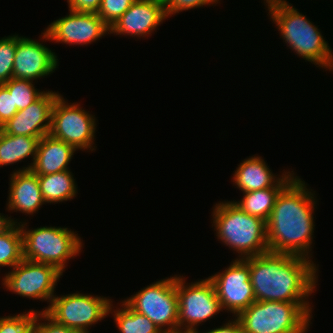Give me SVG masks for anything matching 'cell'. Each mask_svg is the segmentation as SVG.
<instances>
[{
  "mask_svg": "<svg viewBox=\"0 0 333 333\" xmlns=\"http://www.w3.org/2000/svg\"><path fill=\"white\" fill-rule=\"evenodd\" d=\"M295 176L277 195L266 222L269 251L310 259L314 230V194Z\"/></svg>",
  "mask_w": 333,
  "mask_h": 333,
  "instance_id": "cell-1",
  "label": "cell"
},
{
  "mask_svg": "<svg viewBox=\"0 0 333 333\" xmlns=\"http://www.w3.org/2000/svg\"><path fill=\"white\" fill-rule=\"evenodd\" d=\"M249 270L256 301L307 302L316 288L318 269L302 256L267 251L249 257Z\"/></svg>",
  "mask_w": 333,
  "mask_h": 333,
  "instance_id": "cell-2",
  "label": "cell"
},
{
  "mask_svg": "<svg viewBox=\"0 0 333 333\" xmlns=\"http://www.w3.org/2000/svg\"><path fill=\"white\" fill-rule=\"evenodd\" d=\"M269 15L290 49L304 60L333 70V54L319 29L286 0H264ZM289 44V45H288Z\"/></svg>",
  "mask_w": 333,
  "mask_h": 333,
  "instance_id": "cell-3",
  "label": "cell"
},
{
  "mask_svg": "<svg viewBox=\"0 0 333 333\" xmlns=\"http://www.w3.org/2000/svg\"><path fill=\"white\" fill-rule=\"evenodd\" d=\"M212 214L216 236L241 259L269 251L266 222L243 211L234 200L216 204Z\"/></svg>",
  "mask_w": 333,
  "mask_h": 333,
  "instance_id": "cell-4",
  "label": "cell"
},
{
  "mask_svg": "<svg viewBox=\"0 0 333 333\" xmlns=\"http://www.w3.org/2000/svg\"><path fill=\"white\" fill-rule=\"evenodd\" d=\"M311 310L309 301H254L236 317L244 333H306Z\"/></svg>",
  "mask_w": 333,
  "mask_h": 333,
  "instance_id": "cell-5",
  "label": "cell"
},
{
  "mask_svg": "<svg viewBox=\"0 0 333 333\" xmlns=\"http://www.w3.org/2000/svg\"><path fill=\"white\" fill-rule=\"evenodd\" d=\"M26 224L20 225L25 260L53 265L63 273L66 261L83 247L78 234L68 228L45 226L26 230Z\"/></svg>",
  "mask_w": 333,
  "mask_h": 333,
  "instance_id": "cell-6",
  "label": "cell"
},
{
  "mask_svg": "<svg viewBox=\"0 0 333 333\" xmlns=\"http://www.w3.org/2000/svg\"><path fill=\"white\" fill-rule=\"evenodd\" d=\"M124 302L148 317L162 333H178L176 276L150 284Z\"/></svg>",
  "mask_w": 333,
  "mask_h": 333,
  "instance_id": "cell-7",
  "label": "cell"
},
{
  "mask_svg": "<svg viewBox=\"0 0 333 333\" xmlns=\"http://www.w3.org/2000/svg\"><path fill=\"white\" fill-rule=\"evenodd\" d=\"M187 285H185L184 277L176 275L179 305L178 333H195L198 323L201 324L223 311L215 286L209 278Z\"/></svg>",
  "mask_w": 333,
  "mask_h": 333,
  "instance_id": "cell-8",
  "label": "cell"
},
{
  "mask_svg": "<svg viewBox=\"0 0 333 333\" xmlns=\"http://www.w3.org/2000/svg\"><path fill=\"white\" fill-rule=\"evenodd\" d=\"M111 299L73 293L54 296L45 312L55 322L78 333H89L88 328L109 315Z\"/></svg>",
  "mask_w": 333,
  "mask_h": 333,
  "instance_id": "cell-9",
  "label": "cell"
},
{
  "mask_svg": "<svg viewBox=\"0 0 333 333\" xmlns=\"http://www.w3.org/2000/svg\"><path fill=\"white\" fill-rule=\"evenodd\" d=\"M78 103L69 105L62 95H59L51 113L49 134L77 149L94 150L95 117L79 108Z\"/></svg>",
  "mask_w": 333,
  "mask_h": 333,
  "instance_id": "cell-10",
  "label": "cell"
},
{
  "mask_svg": "<svg viewBox=\"0 0 333 333\" xmlns=\"http://www.w3.org/2000/svg\"><path fill=\"white\" fill-rule=\"evenodd\" d=\"M3 278V285L22 297L51 302L62 272L49 264L23 259Z\"/></svg>",
  "mask_w": 333,
  "mask_h": 333,
  "instance_id": "cell-11",
  "label": "cell"
},
{
  "mask_svg": "<svg viewBox=\"0 0 333 333\" xmlns=\"http://www.w3.org/2000/svg\"><path fill=\"white\" fill-rule=\"evenodd\" d=\"M208 278L215 286L221 309L235 316L256 301L250 282L249 257L237 258L225 271Z\"/></svg>",
  "mask_w": 333,
  "mask_h": 333,
  "instance_id": "cell-12",
  "label": "cell"
},
{
  "mask_svg": "<svg viewBox=\"0 0 333 333\" xmlns=\"http://www.w3.org/2000/svg\"><path fill=\"white\" fill-rule=\"evenodd\" d=\"M53 21L43 33L42 38L69 45L90 44L107 32L110 27L98 16L97 13L75 12Z\"/></svg>",
  "mask_w": 333,
  "mask_h": 333,
  "instance_id": "cell-13",
  "label": "cell"
},
{
  "mask_svg": "<svg viewBox=\"0 0 333 333\" xmlns=\"http://www.w3.org/2000/svg\"><path fill=\"white\" fill-rule=\"evenodd\" d=\"M59 95L57 92L46 91L38 100L19 110L2 125V131L10 135L37 138L49 134L52 108Z\"/></svg>",
  "mask_w": 333,
  "mask_h": 333,
  "instance_id": "cell-14",
  "label": "cell"
},
{
  "mask_svg": "<svg viewBox=\"0 0 333 333\" xmlns=\"http://www.w3.org/2000/svg\"><path fill=\"white\" fill-rule=\"evenodd\" d=\"M57 60L55 53L43 43L18 36L13 63V78L33 81L48 76L57 68Z\"/></svg>",
  "mask_w": 333,
  "mask_h": 333,
  "instance_id": "cell-15",
  "label": "cell"
},
{
  "mask_svg": "<svg viewBox=\"0 0 333 333\" xmlns=\"http://www.w3.org/2000/svg\"><path fill=\"white\" fill-rule=\"evenodd\" d=\"M166 18L165 7L161 4L154 0H135L110 28V34L145 37L150 35Z\"/></svg>",
  "mask_w": 333,
  "mask_h": 333,
  "instance_id": "cell-16",
  "label": "cell"
},
{
  "mask_svg": "<svg viewBox=\"0 0 333 333\" xmlns=\"http://www.w3.org/2000/svg\"><path fill=\"white\" fill-rule=\"evenodd\" d=\"M238 166L233 175V182L243 193L273 186H286L294 178L289 171L280 178L275 177L264 159L257 156L244 159Z\"/></svg>",
  "mask_w": 333,
  "mask_h": 333,
  "instance_id": "cell-17",
  "label": "cell"
},
{
  "mask_svg": "<svg viewBox=\"0 0 333 333\" xmlns=\"http://www.w3.org/2000/svg\"><path fill=\"white\" fill-rule=\"evenodd\" d=\"M10 180V192L7 203L9 211H21L32 215L36 211L38 212L42 204L46 203L40 190L37 175L31 170L13 172Z\"/></svg>",
  "mask_w": 333,
  "mask_h": 333,
  "instance_id": "cell-18",
  "label": "cell"
},
{
  "mask_svg": "<svg viewBox=\"0 0 333 333\" xmlns=\"http://www.w3.org/2000/svg\"><path fill=\"white\" fill-rule=\"evenodd\" d=\"M76 149L50 134L44 135L38 144L37 153L31 171L36 175H48L65 170Z\"/></svg>",
  "mask_w": 333,
  "mask_h": 333,
  "instance_id": "cell-19",
  "label": "cell"
},
{
  "mask_svg": "<svg viewBox=\"0 0 333 333\" xmlns=\"http://www.w3.org/2000/svg\"><path fill=\"white\" fill-rule=\"evenodd\" d=\"M41 138L32 136H16L0 133V166L17 163L29 156L33 157V162L28 167L17 170V172L31 169L37 153L38 144Z\"/></svg>",
  "mask_w": 333,
  "mask_h": 333,
  "instance_id": "cell-20",
  "label": "cell"
},
{
  "mask_svg": "<svg viewBox=\"0 0 333 333\" xmlns=\"http://www.w3.org/2000/svg\"><path fill=\"white\" fill-rule=\"evenodd\" d=\"M0 213V266L14 268L23 260L20 224Z\"/></svg>",
  "mask_w": 333,
  "mask_h": 333,
  "instance_id": "cell-21",
  "label": "cell"
},
{
  "mask_svg": "<svg viewBox=\"0 0 333 333\" xmlns=\"http://www.w3.org/2000/svg\"><path fill=\"white\" fill-rule=\"evenodd\" d=\"M40 190L46 203H60L73 199L77 193V187L70 170L62 172L37 175Z\"/></svg>",
  "mask_w": 333,
  "mask_h": 333,
  "instance_id": "cell-22",
  "label": "cell"
},
{
  "mask_svg": "<svg viewBox=\"0 0 333 333\" xmlns=\"http://www.w3.org/2000/svg\"><path fill=\"white\" fill-rule=\"evenodd\" d=\"M285 186H273L257 191L243 193L240 201L234 203L246 213L258 217L267 222L276 200L277 195Z\"/></svg>",
  "mask_w": 333,
  "mask_h": 333,
  "instance_id": "cell-23",
  "label": "cell"
},
{
  "mask_svg": "<svg viewBox=\"0 0 333 333\" xmlns=\"http://www.w3.org/2000/svg\"><path fill=\"white\" fill-rule=\"evenodd\" d=\"M112 306L111 303L109 313L114 312L113 317L120 333H162L148 317L131 309L124 301L121 310L113 311Z\"/></svg>",
  "mask_w": 333,
  "mask_h": 333,
  "instance_id": "cell-24",
  "label": "cell"
},
{
  "mask_svg": "<svg viewBox=\"0 0 333 333\" xmlns=\"http://www.w3.org/2000/svg\"><path fill=\"white\" fill-rule=\"evenodd\" d=\"M32 83L31 80L17 78H11L4 83L10 95H13L14 106L17 107L18 111L25 109L45 93V91L36 90Z\"/></svg>",
  "mask_w": 333,
  "mask_h": 333,
  "instance_id": "cell-25",
  "label": "cell"
},
{
  "mask_svg": "<svg viewBox=\"0 0 333 333\" xmlns=\"http://www.w3.org/2000/svg\"><path fill=\"white\" fill-rule=\"evenodd\" d=\"M38 311L0 317V333H33Z\"/></svg>",
  "mask_w": 333,
  "mask_h": 333,
  "instance_id": "cell-26",
  "label": "cell"
},
{
  "mask_svg": "<svg viewBox=\"0 0 333 333\" xmlns=\"http://www.w3.org/2000/svg\"><path fill=\"white\" fill-rule=\"evenodd\" d=\"M18 35L0 39V84L13 78V63Z\"/></svg>",
  "mask_w": 333,
  "mask_h": 333,
  "instance_id": "cell-27",
  "label": "cell"
},
{
  "mask_svg": "<svg viewBox=\"0 0 333 333\" xmlns=\"http://www.w3.org/2000/svg\"><path fill=\"white\" fill-rule=\"evenodd\" d=\"M135 0H102L98 16L111 28Z\"/></svg>",
  "mask_w": 333,
  "mask_h": 333,
  "instance_id": "cell-28",
  "label": "cell"
},
{
  "mask_svg": "<svg viewBox=\"0 0 333 333\" xmlns=\"http://www.w3.org/2000/svg\"><path fill=\"white\" fill-rule=\"evenodd\" d=\"M40 320L47 321V323L46 322L40 323ZM33 333H78V332H76L71 328L66 327L65 325H61L55 322L45 312L39 311Z\"/></svg>",
  "mask_w": 333,
  "mask_h": 333,
  "instance_id": "cell-29",
  "label": "cell"
},
{
  "mask_svg": "<svg viewBox=\"0 0 333 333\" xmlns=\"http://www.w3.org/2000/svg\"><path fill=\"white\" fill-rule=\"evenodd\" d=\"M17 112L18 109L14 106L13 95H10L4 84H0V125H4Z\"/></svg>",
  "mask_w": 333,
  "mask_h": 333,
  "instance_id": "cell-30",
  "label": "cell"
},
{
  "mask_svg": "<svg viewBox=\"0 0 333 333\" xmlns=\"http://www.w3.org/2000/svg\"><path fill=\"white\" fill-rule=\"evenodd\" d=\"M219 0H172L166 7L167 17L192 8L217 3Z\"/></svg>",
  "mask_w": 333,
  "mask_h": 333,
  "instance_id": "cell-31",
  "label": "cell"
},
{
  "mask_svg": "<svg viewBox=\"0 0 333 333\" xmlns=\"http://www.w3.org/2000/svg\"><path fill=\"white\" fill-rule=\"evenodd\" d=\"M102 0H67L69 10L75 12L97 13Z\"/></svg>",
  "mask_w": 333,
  "mask_h": 333,
  "instance_id": "cell-32",
  "label": "cell"
},
{
  "mask_svg": "<svg viewBox=\"0 0 333 333\" xmlns=\"http://www.w3.org/2000/svg\"><path fill=\"white\" fill-rule=\"evenodd\" d=\"M195 333H199L196 331ZM202 333H244L240 324V321L235 318L233 321H228L220 328H214L208 332H202Z\"/></svg>",
  "mask_w": 333,
  "mask_h": 333,
  "instance_id": "cell-33",
  "label": "cell"
},
{
  "mask_svg": "<svg viewBox=\"0 0 333 333\" xmlns=\"http://www.w3.org/2000/svg\"><path fill=\"white\" fill-rule=\"evenodd\" d=\"M154 1L166 7L172 0H154Z\"/></svg>",
  "mask_w": 333,
  "mask_h": 333,
  "instance_id": "cell-34",
  "label": "cell"
}]
</instances>
